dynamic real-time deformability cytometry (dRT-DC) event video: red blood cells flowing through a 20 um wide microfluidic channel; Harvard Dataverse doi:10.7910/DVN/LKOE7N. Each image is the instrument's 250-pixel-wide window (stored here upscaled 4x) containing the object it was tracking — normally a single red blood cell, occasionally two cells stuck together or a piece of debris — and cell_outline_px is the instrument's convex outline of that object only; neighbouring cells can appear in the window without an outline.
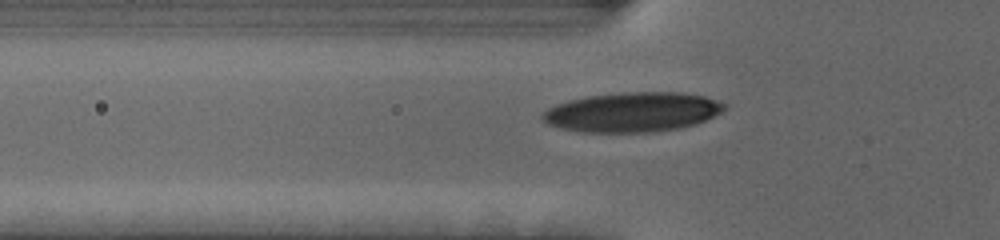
{"species": "human", "species_latin": "Homo sapiens", "temperature_condition": "cold", "stored_images_in_passage": 42, "camera_frame_rate_fps": 3000, "um_per_image_px": 0.085, "donor": {"sex": "female"}, "frame": {"image": 1, "passage_image": 6, "time_ms": 1.667, "image_size_px": [1000, 240], "cell_outline_px": [[728, 108], [696, 124], [680, 128], [656, 132], [580, 132], [560, 128], [548, 124], [540, 120], [540, 112], [556, 104], [568, 100], [588, 96], [628, 92], [680, 92], [704, 96], [728, 104]], "centroid_in_image_um": [53.72, 9.53], "position_along_channel_um": 72.1, "area_um2": 42.31}}
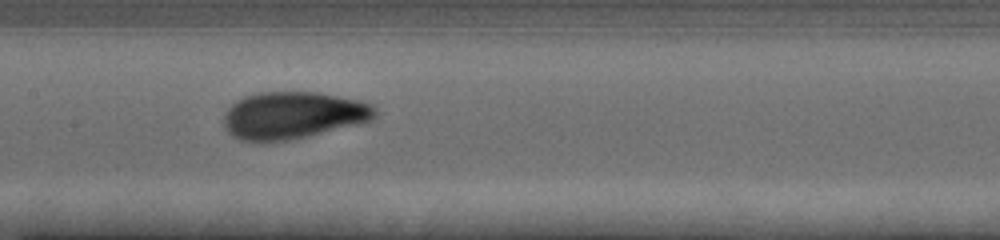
{"frame": {"image": 2, "passage_image": 15, "time_ms": 4.667, "image_size_px": [1000, 240], "cell_outline_px": [[376, 116], [372, 120], [356, 124], [288, 140], [264, 144], [240, 140], [232, 136], [224, 128], [224, 116], [228, 108], [236, 100], [244, 96], [256, 92], [316, 92], [360, 100], [372, 104], [376, 108]], "centroid_in_image_um": [24.85, 9.81], "position_along_channel_um": 182.6, "area_um2": 41.85}}
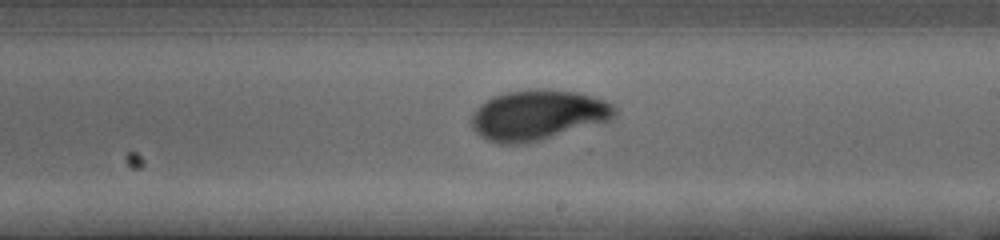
{"frame": {"image": 3, "passage_image": 20, "time_ms": 6.333, "image_size_px": [1000, 240], "cell_outline_px": [[616, 116], [612, 120], [540, 140], [524, 144], [500, 144], [488, 140], [480, 136], [472, 128], [472, 116], [476, 108], [480, 104], [492, 96], [504, 92], [544, 88], [576, 92], [592, 96], [604, 100], [612, 104], [616, 108]], "centroid_in_image_um": [45.72, 9.78], "position_along_channel_um": 243.3, "area_um2": 42.08}}